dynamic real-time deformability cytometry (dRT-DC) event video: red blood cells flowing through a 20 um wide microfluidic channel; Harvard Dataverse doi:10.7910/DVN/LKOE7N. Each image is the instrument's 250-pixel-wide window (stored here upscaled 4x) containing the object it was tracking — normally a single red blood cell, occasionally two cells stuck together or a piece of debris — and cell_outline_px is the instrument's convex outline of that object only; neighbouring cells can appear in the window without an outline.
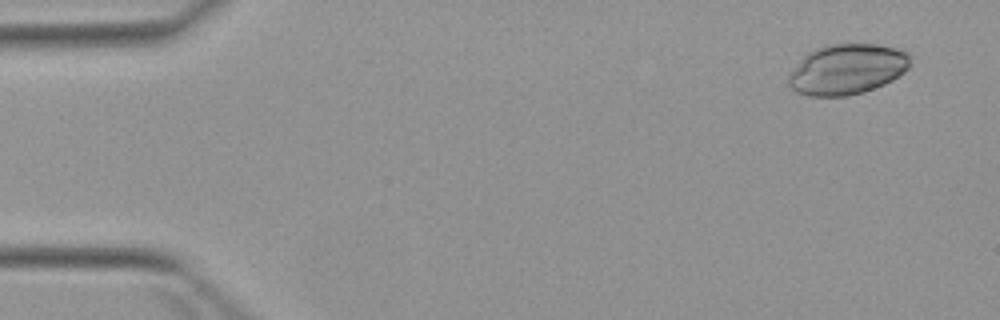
{"species": "Egyptian fruit bat (a non-hibernating species)", "species_latin": "Rousettus aegyptiacus", "temperature_condition": "warm", "stored_images_in_passage": 4, "camera_frame_rate_fps": 3000, "um_per_image_px": 0.085, "animal": {"sex": "female"}, "frame": {"image": 1, "passage_image": 1, "time_ms": 0.0, "image_size_px": [1000, 320], "cell_outline_px": [[912, 64], [908, 68], [892, 80], [884, 84], [864, 92], [848, 96], [808, 96], [796, 92], [788, 84], [788, 72], [808, 52], [824, 44], [876, 44], [896, 48], [912, 56]], "centroid_in_image_um": [71.98, 5.88], "position_along_channel_um": 13.0, "area_um2": 36.07}}